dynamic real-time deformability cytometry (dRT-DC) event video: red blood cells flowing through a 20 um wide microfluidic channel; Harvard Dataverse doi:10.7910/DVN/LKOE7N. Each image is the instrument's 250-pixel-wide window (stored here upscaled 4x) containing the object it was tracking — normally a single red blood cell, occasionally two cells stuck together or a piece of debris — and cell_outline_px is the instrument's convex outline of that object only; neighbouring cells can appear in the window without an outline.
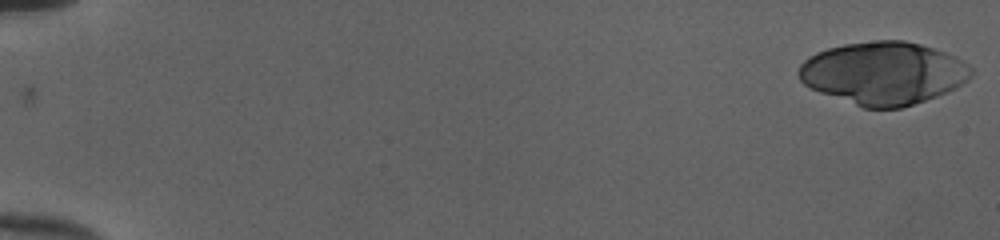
{"species": "human", "species_latin": "Homo sapiens", "temperature_condition": "cold", "stored_images_in_passage": 25, "camera_frame_rate_fps": 3000, "um_per_image_px": 0.085, "donor": {"sex": "female"}, "frame": {"image": 1, "passage_image": 1, "time_ms": 0.0, "image_size_px": [1000, 240], "cell_outline_px": [[972, 76], [968, 80], [956, 88], [936, 96], [900, 108], [864, 108], [820, 92], [804, 84], [800, 80], [796, 72], [800, 64], [804, 60], [816, 52], [828, 48], [844, 44], [876, 40], [904, 40], [920, 44], [956, 56], [968, 64], [972, 68]], "centroid_in_image_um": [75.08, 6.21], "position_along_channel_um": 9.9, "area_um2": 62.94}}
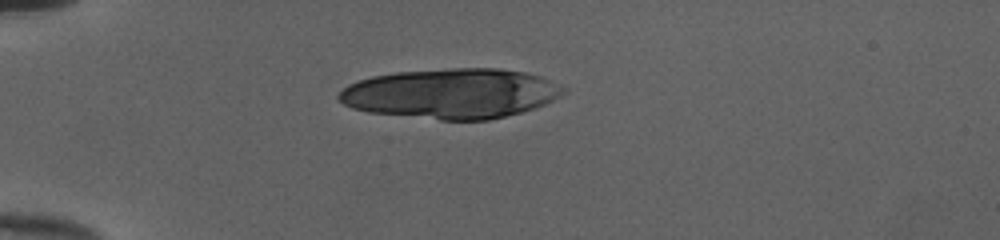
{"frame": {"image": 2, "passage_image": 15, "time_ms": 4.667, "image_size_px": [1000, 240], "cell_outline_px": [[568, 88], [560, 96], [544, 104], [520, 112], [488, 120], [440, 120], [368, 112], [352, 108], [344, 104], [336, 96], [348, 84], [372, 76], [396, 72], [452, 68], [496, 68], [524, 72], [540, 76]], "centroid_in_image_um": [38.34, 7.95], "position_along_channel_um": 46.7, "area_um2": 65.26}}
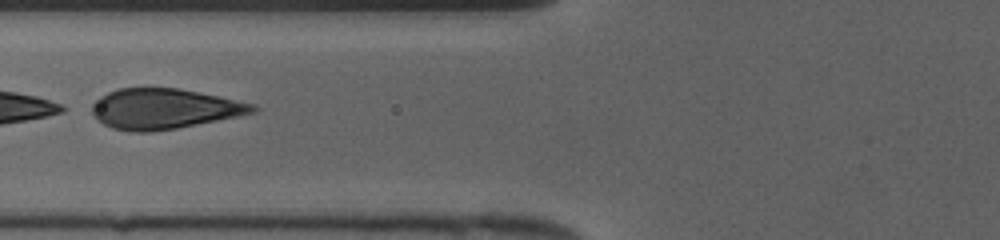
{"frame": {"image": 3, "passage_image": 23, "time_ms": 7.333, "image_size_px": [1000, 240], "cell_outline_px": [[260, 108], [256, 112], [176, 128], [152, 132], [128, 132], [112, 128], [96, 120], [92, 112], [92, 104], [100, 96], [108, 92], [120, 88], [176, 88], [256, 104]], "centroid_in_image_um": [13.9, 9.26], "position_along_channel_um": 111.9, "area_um2": 37.51}}